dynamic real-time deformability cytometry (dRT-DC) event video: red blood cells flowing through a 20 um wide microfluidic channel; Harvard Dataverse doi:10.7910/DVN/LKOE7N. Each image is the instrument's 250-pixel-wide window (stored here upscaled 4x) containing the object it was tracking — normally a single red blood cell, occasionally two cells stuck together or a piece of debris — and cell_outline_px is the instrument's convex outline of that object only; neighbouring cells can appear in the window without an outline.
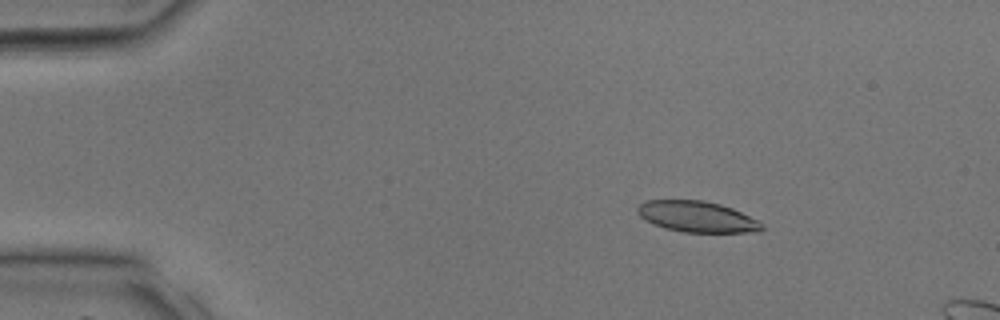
{"species": "common noctule bat (a hibernating species)", "species_latin": "Nyctalus noctula", "temperature_condition": "room temperature", "stored_images_in_passage": 38, "camera_frame_rate_fps": 3000, "um_per_image_px": 0.085, "animal": {"sex": "male", "body_mass_g": 17.9, "forearm_length_mm": 54.2}, "frame": {"image": 1, "passage_image": 7, "time_ms": 2.0, "image_size_px": [1000, 320], "cell_outline_px": [[764, 228], [760, 232], [684, 232], [664, 228], [652, 224], [640, 216], [636, 212], [636, 208], [640, 204], [648, 200], [704, 200], [720, 204], [732, 208], [760, 220], [764, 224]], "centroid_in_image_um": [59.28, 18.42], "position_along_channel_um": 25.7, "area_um2": 22.66}}
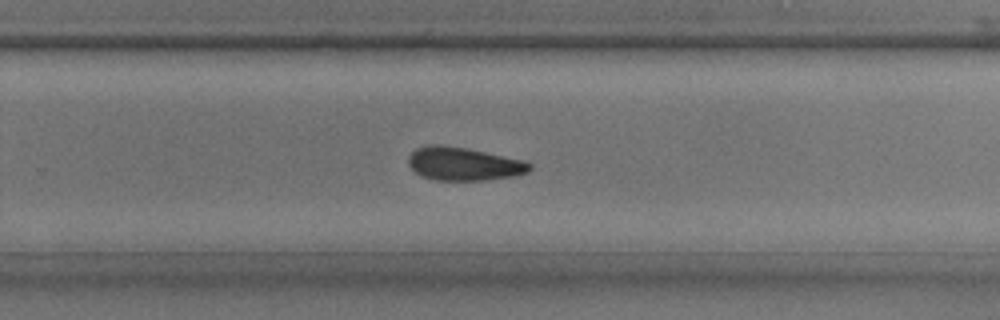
{"frame": {"image": 2, "passage_image": 26, "time_ms": 8.333, "image_size_px": [1000, 320], "cell_outline_px": [[532, 168], [528, 172], [516, 176], [484, 180], [436, 180], [420, 176], [408, 164], [408, 156], [416, 148], [428, 144], [440, 144], [468, 148], [524, 160], [532, 164]], "centroid_in_image_um": [39.42, 13.92], "position_along_channel_um": 290.4, "area_um2": 23.76}}
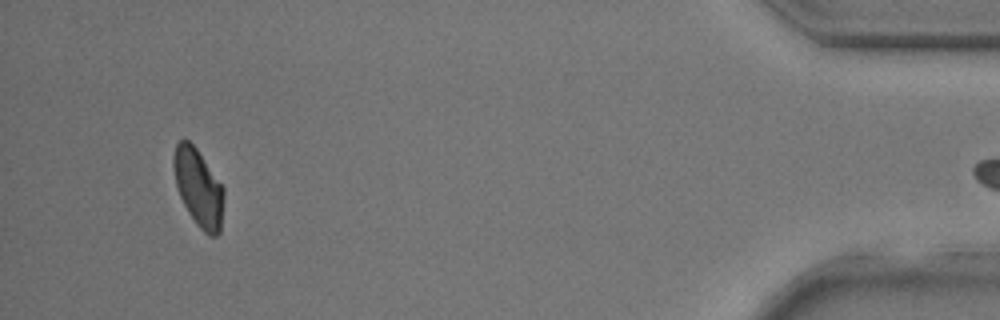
{"frame": {"image": 3, "passage_image": 37, "time_ms": 12.0, "image_size_px": [1000, 320], "cell_outline_px": [[224, 196], [220, 232], [216, 236], [208, 236], [196, 224], [188, 212], [180, 196], [176, 184], [172, 164], [172, 156], [176, 144], [180, 140], [188, 140], [196, 148], [224, 188]], "centroid_in_image_um": [16.86, 15.96], "position_along_channel_um": 418.3, "area_um2": 22.6}}